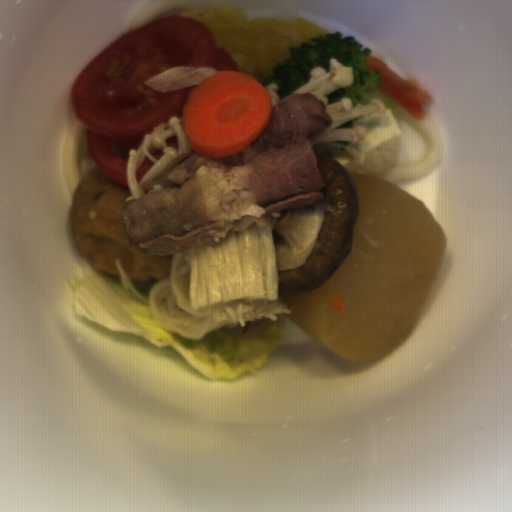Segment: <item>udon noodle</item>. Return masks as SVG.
Returning <instances> with one entry per match:
<instances>
[{"label":"udon noodle","instance_id":"obj_1","mask_svg":"<svg viewBox=\"0 0 512 512\" xmlns=\"http://www.w3.org/2000/svg\"><path fill=\"white\" fill-rule=\"evenodd\" d=\"M399 117L409 123L424 139L426 148L419 160L399 164L375 176L392 183H400L431 172L442 159L443 136L434 119L426 115L417 119L397 106Z\"/></svg>","mask_w":512,"mask_h":512},{"label":"udon noodle","instance_id":"obj_2","mask_svg":"<svg viewBox=\"0 0 512 512\" xmlns=\"http://www.w3.org/2000/svg\"><path fill=\"white\" fill-rule=\"evenodd\" d=\"M86 132L87 127L78 119L73 122L61 154L65 179L73 196L81 180L97 166L89 154Z\"/></svg>","mask_w":512,"mask_h":512}]
</instances>
